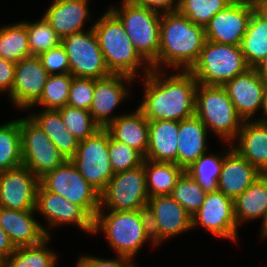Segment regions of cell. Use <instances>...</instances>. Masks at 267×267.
<instances>
[{
    "label": "cell",
    "instance_id": "6da1fadb",
    "mask_svg": "<svg viewBox=\"0 0 267 267\" xmlns=\"http://www.w3.org/2000/svg\"><path fill=\"white\" fill-rule=\"evenodd\" d=\"M178 72L168 77L167 72L152 68L143 76L144 95L137 108L148 121H181L195 115L198 82L190 71Z\"/></svg>",
    "mask_w": 267,
    "mask_h": 267
},
{
    "label": "cell",
    "instance_id": "7a4b0ae2",
    "mask_svg": "<svg viewBox=\"0 0 267 267\" xmlns=\"http://www.w3.org/2000/svg\"><path fill=\"white\" fill-rule=\"evenodd\" d=\"M205 41L203 26L192 23L178 11L162 13L158 58L151 67L162 70V66H168L173 70L190 71L197 63Z\"/></svg>",
    "mask_w": 267,
    "mask_h": 267
},
{
    "label": "cell",
    "instance_id": "3957f363",
    "mask_svg": "<svg viewBox=\"0 0 267 267\" xmlns=\"http://www.w3.org/2000/svg\"><path fill=\"white\" fill-rule=\"evenodd\" d=\"M93 30L106 66L112 74H124L137 78L141 68L144 70L143 76L152 70L151 65L133 46L121 21L109 8L94 22Z\"/></svg>",
    "mask_w": 267,
    "mask_h": 267
},
{
    "label": "cell",
    "instance_id": "277c9868",
    "mask_svg": "<svg viewBox=\"0 0 267 267\" xmlns=\"http://www.w3.org/2000/svg\"><path fill=\"white\" fill-rule=\"evenodd\" d=\"M99 209L93 220V234L103 232L116 255L134 259L145 242L153 243L147 210ZM135 256V257H134Z\"/></svg>",
    "mask_w": 267,
    "mask_h": 267
},
{
    "label": "cell",
    "instance_id": "5b68a950",
    "mask_svg": "<svg viewBox=\"0 0 267 267\" xmlns=\"http://www.w3.org/2000/svg\"><path fill=\"white\" fill-rule=\"evenodd\" d=\"M195 116L222 142L229 145L239 133L244 120L238 115L225 88L198 83L195 93Z\"/></svg>",
    "mask_w": 267,
    "mask_h": 267
},
{
    "label": "cell",
    "instance_id": "8992f818",
    "mask_svg": "<svg viewBox=\"0 0 267 267\" xmlns=\"http://www.w3.org/2000/svg\"><path fill=\"white\" fill-rule=\"evenodd\" d=\"M120 5L121 8L109 10L121 21L139 54L151 65L158 58L162 13L127 0H122Z\"/></svg>",
    "mask_w": 267,
    "mask_h": 267
},
{
    "label": "cell",
    "instance_id": "52a82bcc",
    "mask_svg": "<svg viewBox=\"0 0 267 267\" xmlns=\"http://www.w3.org/2000/svg\"><path fill=\"white\" fill-rule=\"evenodd\" d=\"M248 68L240 46L206 40L190 72L198 83L223 86Z\"/></svg>",
    "mask_w": 267,
    "mask_h": 267
},
{
    "label": "cell",
    "instance_id": "ba28073f",
    "mask_svg": "<svg viewBox=\"0 0 267 267\" xmlns=\"http://www.w3.org/2000/svg\"><path fill=\"white\" fill-rule=\"evenodd\" d=\"M149 195L143 163L114 174L100 193L99 209L115 211L146 210Z\"/></svg>",
    "mask_w": 267,
    "mask_h": 267
},
{
    "label": "cell",
    "instance_id": "9c48e42d",
    "mask_svg": "<svg viewBox=\"0 0 267 267\" xmlns=\"http://www.w3.org/2000/svg\"><path fill=\"white\" fill-rule=\"evenodd\" d=\"M110 133L99 129L93 136L80 140L71 162L81 176L99 193L114 176L108 153Z\"/></svg>",
    "mask_w": 267,
    "mask_h": 267
},
{
    "label": "cell",
    "instance_id": "30bf717a",
    "mask_svg": "<svg viewBox=\"0 0 267 267\" xmlns=\"http://www.w3.org/2000/svg\"><path fill=\"white\" fill-rule=\"evenodd\" d=\"M22 166L39 180L66 159L42 129L28 116L19 119Z\"/></svg>",
    "mask_w": 267,
    "mask_h": 267
},
{
    "label": "cell",
    "instance_id": "8fae6325",
    "mask_svg": "<svg viewBox=\"0 0 267 267\" xmlns=\"http://www.w3.org/2000/svg\"><path fill=\"white\" fill-rule=\"evenodd\" d=\"M47 190L82 207L93 219L100 207V193L79 173L71 160H66L40 179Z\"/></svg>",
    "mask_w": 267,
    "mask_h": 267
},
{
    "label": "cell",
    "instance_id": "7c38bea8",
    "mask_svg": "<svg viewBox=\"0 0 267 267\" xmlns=\"http://www.w3.org/2000/svg\"><path fill=\"white\" fill-rule=\"evenodd\" d=\"M61 44L66 50L73 77L96 80L112 74L106 66L93 25L88 30L66 36Z\"/></svg>",
    "mask_w": 267,
    "mask_h": 267
},
{
    "label": "cell",
    "instance_id": "4fadbf2b",
    "mask_svg": "<svg viewBox=\"0 0 267 267\" xmlns=\"http://www.w3.org/2000/svg\"><path fill=\"white\" fill-rule=\"evenodd\" d=\"M146 210L155 246L170 237L192 230V215L171 195L150 197Z\"/></svg>",
    "mask_w": 267,
    "mask_h": 267
},
{
    "label": "cell",
    "instance_id": "5bb4252c",
    "mask_svg": "<svg viewBox=\"0 0 267 267\" xmlns=\"http://www.w3.org/2000/svg\"><path fill=\"white\" fill-rule=\"evenodd\" d=\"M198 226L216 237L237 242L239 227L234 215V200L221 191L207 193L201 207L192 215V229Z\"/></svg>",
    "mask_w": 267,
    "mask_h": 267
},
{
    "label": "cell",
    "instance_id": "9a60e30c",
    "mask_svg": "<svg viewBox=\"0 0 267 267\" xmlns=\"http://www.w3.org/2000/svg\"><path fill=\"white\" fill-rule=\"evenodd\" d=\"M35 212H40L48 226L76 224L83 232L93 234V218L79 205L59 194L47 191L39 184L36 194Z\"/></svg>",
    "mask_w": 267,
    "mask_h": 267
},
{
    "label": "cell",
    "instance_id": "2e32d148",
    "mask_svg": "<svg viewBox=\"0 0 267 267\" xmlns=\"http://www.w3.org/2000/svg\"><path fill=\"white\" fill-rule=\"evenodd\" d=\"M254 11L252 5L233 1L204 27L206 40L240 46Z\"/></svg>",
    "mask_w": 267,
    "mask_h": 267
},
{
    "label": "cell",
    "instance_id": "e0dca14e",
    "mask_svg": "<svg viewBox=\"0 0 267 267\" xmlns=\"http://www.w3.org/2000/svg\"><path fill=\"white\" fill-rule=\"evenodd\" d=\"M49 76L38 56L31 55L18 61L8 95L13 106L28 111L40 99Z\"/></svg>",
    "mask_w": 267,
    "mask_h": 267
},
{
    "label": "cell",
    "instance_id": "ac0fdd59",
    "mask_svg": "<svg viewBox=\"0 0 267 267\" xmlns=\"http://www.w3.org/2000/svg\"><path fill=\"white\" fill-rule=\"evenodd\" d=\"M135 78L124 74H111L108 77L94 79V93L89 109L94 121L106 128L118 116L113 115L117 106L129 96L128 84ZM111 114V115H110Z\"/></svg>",
    "mask_w": 267,
    "mask_h": 267
},
{
    "label": "cell",
    "instance_id": "d6986e66",
    "mask_svg": "<svg viewBox=\"0 0 267 267\" xmlns=\"http://www.w3.org/2000/svg\"><path fill=\"white\" fill-rule=\"evenodd\" d=\"M223 87L244 121L253 119L252 117L263 107L267 82L254 68H248L244 73L226 82Z\"/></svg>",
    "mask_w": 267,
    "mask_h": 267
},
{
    "label": "cell",
    "instance_id": "ffe728a7",
    "mask_svg": "<svg viewBox=\"0 0 267 267\" xmlns=\"http://www.w3.org/2000/svg\"><path fill=\"white\" fill-rule=\"evenodd\" d=\"M40 180L26 167L0 172V207L35 210Z\"/></svg>",
    "mask_w": 267,
    "mask_h": 267
},
{
    "label": "cell",
    "instance_id": "44dd1931",
    "mask_svg": "<svg viewBox=\"0 0 267 267\" xmlns=\"http://www.w3.org/2000/svg\"><path fill=\"white\" fill-rule=\"evenodd\" d=\"M35 210H12L0 207V227L7 233L15 248L35 245L47 236L49 227L35 218Z\"/></svg>",
    "mask_w": 267,
    "mask_h": 267
},
{
    "label": "cell",
    "instance_id": "7402d4cb",
    "mask_svg": "<svg viewBox=\"0 0 267 267\" xmlns=\"http://www.w3.org/2000/svg\"><path fill=\"white\" fill-rule=\"evenodd\" d=\"M90 0H53L43 18L64 39L66 36L83 32L86 20L91 19Z\"/></svg>",
    "mask_w": 267,
    "mask_h": 267
},
{
    "label": "cell",
    "instance_id": "603a6c76",
    "mask_svg": "<svg viewBox=\"0 0 267 267\" xmlns=\"http://www.w3.org/2000/svg\"><path fill=\"white\" fill-rule=\"evenodd\" d=\"M229 149V150H228ZM224 154L218 191L235 200L262 174L231 146Z\"/></svg>",
    "mask_w": 267,
    "mask_h": 267
},
{
    "label": "cell",
    "instance_id": "cb8c5ba5",
    "mask_svg": "<svg viewBox=\"0 0 267 267\" xmlns=\"http://www.w3.org/2000/svg\"><path fill=\"white\" fill-rule=\"evenodd\" d=\"M235 139L232 148L261 174H267V123L245 120ZM236 141L239 144H234Z\"/></svg>",
    "mask_w": 267,
    "mask_h": 267
},
{
    "label": "cell",
    "instance_id": "d4e9b609",
    "mask_svg": "<svg viewBox=\"0 0 267 267\" xmlns=\"http://www.w3.org/2000/svg\"><path fill=\"white\" fill-rule=\"evenodd\" d=\"M179 121H149V140L146 157L154 162L178 165Z\"/></svg>",
    "mask_w": 267,
    "mask_h": 267
},
{
    "label": "cell",
    "instance_id": "484cf974",
    "mask_svg": "<svg viewBox=\"0 0 267 267\" xmlns=\"http://www.w3.org/2000/svg\"><path fill=\"white\" fill-rule=\"evenodd\" d=\"M111 137L138 151L146 157L149 140V121L137 108L135 112L118 115L105 128Z\"/></svg>",
    "mask_w": 267,
    "mask_h": 267
},
{
    "label": "cell",
    "instance_id": "4316f807",
    "mask_svg": "<svg viewBox=\"0 0 267 267\" xmlns=\"http://www.w3.org/2000/svg\"><path fill=\"white\" fill-rule=\"evenodd\" d=\"M208 132L204 123L195 115L179 121L178 166L183 170L207 152Z\"/></svg>",
    "mask_w": 267,
    "mask_h": 267
},
{
    "label": "cell",
    "instance_id": "83f0119b",
    "mask_svg": "<svg viewBox=\"0 0 267 267\" xmlns=\"http://www.w3.org/2000/svg\"><path fill=\"white\" fill-rule=\"evenodd\" d=\"M47 135L66 160H71L79 146V140L67 130L58 110H41L28 115Z\"/></svg>",
    "mask_w": 267,
    "mask_h": 267
},
{
    "label": "cell",
    "instance_id": "f1b7e54d",
    "mask_svg": "<svg viewBox=\"0 0 267 267\" xmlns=\"http://www.w3.org/2000/svg\"><path fill=\"white\" fill-rule=\"evenodd\" d=\"M266 214L267 174H262L234 200V215L237 225L240 226L245 221L263 219Z\"/></svg>",
    "mask_w": 267,
    "mask_h": 267
},
{
    "label": "cell",
    "instance_id": "f546056e",
    "mask_svg": "<svg viewBox=\"0 0 267 267\" xmlns=\"http://www.w3.org/2000/svg\"><path fill=\"white\" fill-rule=\"evenodd\" d=\"M146 189L150 197L170 195L184 170L175 163L143 160Z\"/></svg>",
    "mask_w": 267,
    "mask_h": 267
},
{
    "label": "cell",
    "instance_id": "4dcf8cb0",
    "mask_svg": "<svg viewBox=\"0 0 267 267\" xmlns=\"http://www.w3.org/2000/svg\"><path fill=\"white\" fill-rule=\"evenodd\" d=\"M51 236L35 245L18 247L1 267H56L57 255L47 247Z\"/></svg>",
    "mask_w": 267,
    "mask_h": 267
},
{
    "label": "cell",
    "instance_id": "1f68e13d",
    "mask_svg": "<svg viewBox=\"0 0 267 267\" xmlns=\"http://www.w3.org/2000/svg\"><path fill=\"white\" fill-rule=\"evenodd\" d=\"M240 47L247 65L252 68L267 54V22L255 11L252 13Z\"/></svg>",
    "mask_w": 267,
    "mask_h": 267
},
{
    "label": "cell",
    "instance_id": "d6a6232c",
    "mask_svg": "<svg viewBox=\"0 0 267 267\" xmlns=\"http://www.w3.org/2000/svg\"><path fill=\"white\" fill-rule=\"evenodd\" d=\"M22 166L19 118L0 125V172Z\"/></svg>",
    "mask_w": 267,
    "mask_h": 267
},
{
    "label": "cell",
    "instance_id": "836d02e7",
    "mask_svg": "<svg viewBox=\"0 0 267 267\" xmlns=\"http://www.w3.org/2000/svg\"><path fill=\"white\" fill-rule=\"evenodd\" d=\"M30 56L28 34L25 24H9L0 27V57L17 63Z\"/></svg>",
    "mask_w": 267,
    "mask_h": 267
},
{
    "label": "cell",
    "instance_id": "e575fe53",
    "mask_svg": "<svg viewBox=\"0 0 267 267\" xmlns=\"http://www.w3.org/2000/svg\"><path fill=\"white\" fill-rule=\"evenodd\" d=\"M223 162L224 155L206 152L184 171L195 180L204 192L212 193L218 191V180Z\"/></svg>",
    "mask_w": 267,
    "mask_h": 267
},
{
    "label": "cell",
    "instance_id": "d590c367",
    "mask_svg": "<svg viewBox=\"0 0 267 267\" xmlns=\"http://www.w3.org/2000/svg\"><path fill=\"white\" fill-rule=\"evenodd\" d=\"M72 79L71 73L50 75L40 99L30 108L39 105L45 110H58L66 106Z\"/></svg>",
    "mask_w": 267,
    "mask_h": 267
},
{
    "label": "cell",
    "instance_id": "8d00e7d4",
    "mask_svg": "<svg viewBox=\"0 0 267 267\" xmlns=\"http://www.w3.org/2000/svg\"><path fill=\"white\" fill-rule=\"evenodd\" d=\"M23 22L27 29L30 56H39L61 45L62 39L42 17L34 23Z\"/></svg>",
    "mask_w": 267,
    "mask_h": 267
},
{
    "label": "cell",
    "instance_id": "74e56055",
    "mask_svg": "<svg viewBox=\"0 0 267 267\" xmlns=\"http://www.w3.org/2000/svg\"><path fill=\"white\" fill-rule=\"evenodd\" d=\"M234 0H179L178 12L192 23L205 27L211 18Z\"/></svg>",
    "mask_w": 267,
    "mask_h": 267
},
{
    "label": "cell",
    "instance_id": "f35d334b",
    "mask_svg": "<svg viewBox=\"0 0 267 267\" xmlns=\"http://www.w3.org/2000/svg\"><path fill=\"white\" fill-rule=\"evenodd\" d=\"M67 130L79 141L93 136L101 127L94 121L89 110L69 105L58 109Z\"/></svg>",
    "mask_w": 267,
    "mask_h": 267
},
{
    "label": "cell",
    "instance_id": "ab89813d",
    "mask_svg": "<svg viewBox=\"0 0 267 267\" xmlns=\"http://www.w3.org/2000/svg\"><path fill=\"white\" fill-rule=\"evenodd\" d=\"M170 195L193 215L203 204L207 193L184 171Z\"/></svg>",
    "mask_w": 267,
    "mask_h": 267
},
{
    "label": "cell",
    "instance_id": "60d3db41",
    "mask_svg": "<svg viewBox=\"0 0 267 267\" xmlns=\"http://www.w3.org/2000/svg\"><path fill=\"white\" fill-rule=\"evenodd\" d=\"M108 153L114 174L133 169L143 163L144 157L128 145L114 140H108Z\"/></svg>",
    "mask_w": 267,
    "mask_h": 267
},
{
    "label": "cell",
    "instance_id": "b9f144b4",
    "mask_svg": "<svg viewBox=\"0 0 267 267\" xmlns=\"http://www.w3.org/2000/svg\"><path fill=\"white\" fill-rule=\"evenodd\" d=\"M94 79L73 77L67 105L89 110L93 100Z\"/></svg>",
    "mask_w": 267,
    "mask_h": 267
},
{
    "label": "cell",
    "instance_id": "7bdbcfd3",
    "mask_svg": "<svg viewBox=\"0 0 267 267\" xmlns=\"http://www.w3.org/2000/svg\"><path fill=\"white\" fill-rule=\"evenodd\" d=\"M38 57L42 66L50 75L70 73L69 59L62 44Z\"/></svg>",
    "mask_w": 267,
    "mask_h": 267
},
{
    "label": "cell",
    "instance_id": "ee69618b",
    "mask_svg": "<svg viewBox=\"0 0 267 267\" xmlns=\"http://www.w3.org/2000/svg\"><path fill=\"white\" fill-rule=\"evenodd\" d=\"M115 259H104L95 256L81 255L76 267H137L133 259L116 255Z\"/></svg>",
    "mask_w": 267,
    "mask_h": 267
},
{
    "label": "cell",
    "instance_id": "f6af8a7d",
    "mask_svg": "<svg viewBox=\"0 0 267 267\" xmlns=\"http://www.w3.org/2000/svg\"><path fill=\"white\" fill-rule=\"evenodd\" d=\"M15 68L16 63L0 57V92L6 91L8 92V95L11 93Z\"/></svg>",
    "mask_w": 267,
    "mask_h": 267
},
{
    "label": "cell",
    "instance_id": "bcb514c9",
    "mask_svg": "<svg viewBox=\"0 0 267 267\" xmlns=\"http://www.w3.org/2000/svg\"><path fill=\"white\" fill-rule=\"evenodd\" d=\"M140 3L141 5L158 11L160 13L176 12L179 7V0H127Z\"/></svg>",
    "mask_w": 267,
    "mask_h": 267
},
{
    "label": "cell",
    "instance_id": "7dc6e473",
    "mask_svg": "<svg viewBox=\"0 0 267 267\" xmlns=\"http://www.w3.org/2000/svg\"><path fill=\"white\" fill-rule=\"evenodd\" d=\"M15 249L16 248L14 247L7 233L0 227V264L1 265Z\"/></svg>",
    "mask_w": 267,
    "mask_h": 267
},
{
    "label": "cell",
    "instance_id": "c3c4849f",
    "mask_svg": "<svg viewBox=\"0 0 267 267\" xmlns=\"http://www.w3.org/2000/svg\"><path fill=\"white\" fill-rule=\"evenodd\" d=\"M254 10L264 21L267 22V0L258 2L254 6Z\"/></svg>",
    "mask_w": 267,
    "mask_h": 267
},
{
    "label": "cell",
    "instance_id": "681fc988",
    "mask_svg": "<svg viewBox=\"0 0 267 267\" xmlns=\"http://www.w3.org/2000/svg\"><path fill=\"white\" fill-rule=\"evenodd\" d=\"M254 69L264 78L267 82V54L259 63L254 67Z\"/></svg>",
    "mask_w": 267,
    "mask_h": 267
},
{
    "label": "cell",
    "instance_id": "f907efd6",
    "mask_svg": "<svg viewBox=\"0 0 267 267\" xmlns=\"http://www.w3.org/2000/svg\"><path fill=\"white\" fill-rule=\"evenodd\" d=\"M263 111V117L262 118H258L257 120L261 121V122H264V123H267V89H266V92H265V98H264V101H263V107L261 109Z\"/></svg>",
    "mask_w": 267,
    "mask_h": 267
},
{
    "label": "cell",
    "instance_id": "816d5d0a",
    "mask_svg": "<svg viewBox=\"0 0 267 267\" xmlns=\"http://www.w3.org/2000/svg\"><path fill=\"white\" fill-rule=\"evenodd\" d=\"M260 233H261L260 235H261L262 239L267 237V214L263 218L262 228H261Z\"/></svg>",
    "mask_w": 267,
    "mask_h": 267
},
{
    "label": "cell",
    "instance_id": "f5cc1de1",
    "mask_svg": "<svg viewBox=\"0 0 267 267\" xmlns=\"http://www.w3.org/2000/svg\"><path fill=\"white\" fill-rule=\"evenodd\" d=\"M234 1L255 6L258 2L263 1V0H234Z\"/></svg>",
    "mask_w": 267,
    "mask_h": 267
}]
</instances>
